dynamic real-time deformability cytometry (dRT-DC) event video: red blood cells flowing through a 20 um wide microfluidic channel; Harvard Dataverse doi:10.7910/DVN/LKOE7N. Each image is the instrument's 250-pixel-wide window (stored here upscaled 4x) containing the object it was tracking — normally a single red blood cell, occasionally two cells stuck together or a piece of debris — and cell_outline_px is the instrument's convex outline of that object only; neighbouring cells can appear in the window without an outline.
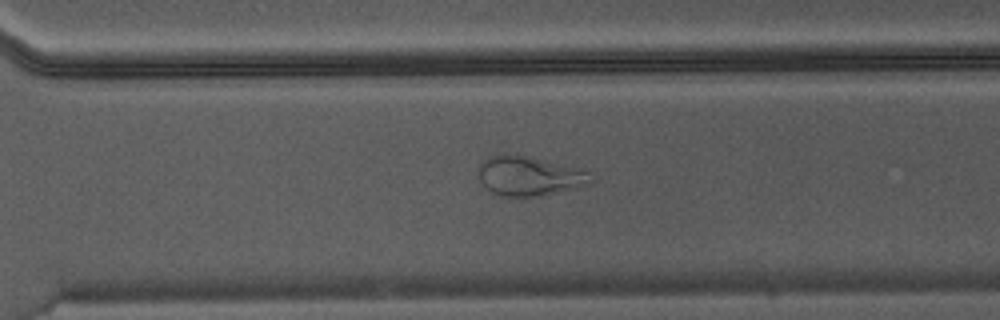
{"species": "Egyptian fruit bat (a non-hibernating species)", "species_latin": "Rousettus aegyptiacus", "temperature_condition": "warm", "stored_images_in_passage": 30, "camera_frame_rate_fps": 3000, "um_per_image_px": 0.085, "animal": {"sex": "male"}, "frame": {"image": 1, "passage_image": 18, "time_ms": 5.667, "image_size_px": [1000, 320], "cell_outline_px": [[592, 184], [576, 188], [536, 196], [500, 196], [484, 188], [476, 172], [484, 156], [500, 152], [516, 152], [588, 168], [592, 180]], "centroid_in_image_um": [44.98, 14.88], "position_along_channel_um": 325.6, "area_um2": 27.46}}